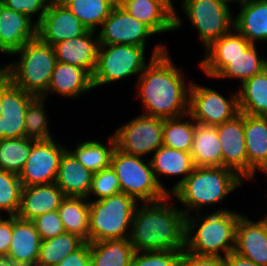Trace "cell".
<instances>
[{
  "instance_id": "obj_1",
  "label": "cell",
  "mask_w": 267,
  "mask_h": 266,
  "mask_svg": "<svg viewBox=\"0 0 267 266\" xmlns=\"http://www.w3.org/2000/svg\"><path fill=\"white\" fill-rule=\"evenodd\" d=\"M160 44V45H159ZM155 45L149 64L137 81V97L143 105V115L169 119L189 112L191 82L177 67L163 43Z\"/></svg>"
},
{
  "instance_id": "obj_2",
  "label": "cell",
  "mask_w": 267,
  "mask_h": 266,
  "mask_svg": "<svg viewBox=\"0 0 267 266\" xmlns=\"http://www.w3.org/2000/svg\"><path fill=\"white\" fill-rule=\"evenodd\" d=\"M170 200L168 195L136 206L129 235L135 251L184 250L185 215Z\"/></svg>"
},
{
  "instance_id": "obj_3",
  "label": "cell",
  "mask_w": 267,
  "mask_h": 266,
  "mask_svg": "<svg viewBox=\"0 0 267 266\" xmlns=\"http://www.w3.org/2000/svg\"><path fill=\"white\" fill-rule=\"evenodd\" d=\"M195 214L185 216L184 250L197 256L220 258L235 250L236 227L241 213L220 208L204 217L201 212Z\"/></svg>"
},
{
  "instance_id": "obj_4",
  "label": "cell",
  "mask_w": 267,
  "mask_h": 266,
  "mask_svg": "<svg viewBox=\"0 0 267 266\" xmlns=\"http://www.w3.org/2000/svg\"><path fill=\"white\" fill-rule=\"evenodd\" d=\"M244 181L235 171L226 167L195 166L170 196L183 205L181 210L185 216H189L194 214L193 211L200 213L203 207L221 203Z\"/></svg>"
},
{
  "instance_id": "obj_5",
  "label": "cell",
  "mask_w": 267,
  "mask_h": 266,
  "mask_svg": "<svg viewBox=\"0 0 267 266\" xmlns=\"http://www.w3.org/2000/svg\"><path fill=\"white\" fill-rule=\"evenodd\" d=\"M13 55L18 58L0 66V72L25 92L42 97L57 62L53 46L36 36Z\"/></svg>"
},
{
  "instance_id": "obj_6",
  "label": "cell",
  "mask_w": 267,
  "mask_h": 266,
  "mask_svg": "<svg viewBox=\"0 0 267 266\" xmlns=\"http://www.w3.org/2000/svg\"><path fill=\"white\" fill-rule=\"evenodd\" d=\"M137 202L117 193L101 200H89V243L129 238Z\"/></svg>"
},
{
  "instance_id": "obj_7",
  "label": "cell",
  "mask_w": 267,
  "mask_h": 266,
  "mask_svg": "<svg viewBox=\"0 0 267 266\" xmlns=\"http://www.w3.org/2000/svg\"><path fill=\"white\" fill-rule=\"evenodd\" d=\"M110 165L118 177L121 192L132 196L139 203L156 202L168 196L158 184L150 160L145 163L142 157L115 148Z\"/></svg>"
},
{
  "instance_id": "obj_8",
  "label": "cell",
  "mask_w": 267,
  "mask_h": 266,
  "mask_svg": "<svg viewBox=\"0 0 267 266\" xmlns=\"http://www.w3.org/2000/svg\"><path fill=\"white\" fill-rule=\"evenodd\" d=\"M145 47L125 44L99 45L97 63L92 75L93 88L140 76L149 64L145 59Z\"/></svg>"
},
{
  "instance_id": "obj_9",
  "label": "cell",
  "mask_w": 267,
  "mask_h": 266,
  "mask_svg": "<svg viewBox=\"0 0 267 266\" xmlns=\"http://www.w3.org/2000/svg\"><path fill=\"white\" fill-rule=\"evenodd\" d=\"M181 8L199 34L204 49L234 28V14L220 0H184Z\"/></svg>"
},
{
  "instance_id": "obj_10",
  "label": "cell",
  "mask_w": 267,
  "mask_h": 266,
  "mask_svg": "<svg viewBox=\"0 0 267 266\" xmlns=\"http://www.w3.org/2000/svg\"><path fill=\"white\" fill-rule=\"evenodd\" d=\"M193 120L201 125L217 126L239 114L238 92L229 97L210 87L191 82L189 112Z\"/></svg>"
},
{
  "instance_id": "obj_11",
  "label": "cell",
  "mask_w": 267,
  "mask_h": 266,
  "mask_svg": "<svg viewBox=\"0 0 267 266\" xmlns=\"http://www.w3.org/2000/svg\"><path fill=\"white\" fill-rule=\"evenodd\" d=\"M164 119L139 115L114 130L116 148L134 156H147L163 145Z\"/></svg>"
},
{
  "instance_id": "obj_12",
  "label": "cell",
  "mask_w": 267,
  "mask_h": 266,
  "mask_svg": "<svg viewBox=\"0 0 267 266\" xmlns=\"http://www.w3.org/2000/svg\"><path fill=\"white\" fill-rule=\"evenodd\" d=\"M67 148L56 139L36 141L19 174L22 186L46 185L54 183L60 159Z\"/></svg>"
},
{
  "instance_id": "obj_13",
  "label": "cell",
  "mask_w": 267,
  "mask_h": 266,
  "mask_svg": "<svg viewBox=\"0 0 267 266\" xmlns=\"http://www.w3.org/2000/svg\"><path fill=\"white\" fill-rule=\"evenodd\" d=\"M100 28L97 31L99 45L146 46L148 38L156 35L147 25L131 16L119 4L113 7Z\"/></svg>"
},
{
  "instance_id": "obj_14",
  "label": "cell",
  "mask_w": 267,
  "mask_h": 266,
  "mask_svg": "<svg viewBox=\"0 0 267 266\" xmlns=\"http://www.w3.org/2000/svg\"><path fill=\"white\" fill-rule=\"evenodd\" d=\"M34 98L1 73L0 139L25 137V114Z\"/></svg>"
},
{
  "instance_id": "obj_15",
  "label": "cell",
  "mask_w": 267,
  "mask_h": 266,
  "mask_svg": "<svg viewBox=\"0 0 267 266\" xmlns=\"http://www.w3.org/2000/svg\"><path fill=\"white\" fill-rule=\"evenodd\" d=\"M88 31L62 2L49 3L46 13L37 25V36L52 46L64 40L83 36Z\"/></svg>"
},
{
  "instance_id": "obj_16",
  "label": "cell",
  "mask_w": 267,
  "mask_h": 266,
  "mask_svg": "<svg viewBox=\"0 0 267 266\" xmlns=\"http://www.w3.org/2000/svg\"><path fill=\"white\" fill-rule=\"evenodd\" d=\"M223 155V167L235 171L245 181L248 179V159L244 134V114L217 125Z\"/></svg>"
},
{
  "instance_id": "obj_17",
  "label": "cell",
  "mask_w": 267,
  "mask_h": 266,
  "mask_svg": "<svg viewBox=\"0 0 267 266\" xmlns=\"http://www.w3.org/2000/svg\"><path fill=\"white\" fill-rule=\"evenodd\" d=\"M251 43L235 28L213 41L206 49L205 56L199 62L208 78L215 77L228 65V60L243 53Z\"/></svg>"
},
{
  "instance_id": "obj_18",
  "label": "cell",
  "mask_w": 267,
  "mask_h": 266,
  "mask_svg": "<svg viewBox=\"0 0 267 266\" xmlns=\"http://www.w3.org/2000/svg\"><path fill=\"white\" fill-rule=\"evenodd\" d=\"M37 36V25L26 15L0 3V53L12 55Z\"/></svg>"
},
{
  "instance_id": "obj_19",
  "label": "cell",
  "mask_w": 267,
  "mask_h": 266,
  "mask_svg": "<svg viewBox=\"0 0 267 266\" xmlns=\"http://www.w3.org/2000/svg\"><path fill=\"white\" fill-rule=\"evenodd\" d=\"M236 253L250 259L258 266H267V225L241 215L236 227Z\"/></svg>"
},
{
  "instance_id": "obj_20",
  "label": "cell",
  "mask_w": 267,
  "mask_h": 266,
  "mask_svg": "<svg viewBox=\"0 0 267 266\" xmlns=\"http://www.w3.org/2000/svg\"><path fill=\"white\" fill-rule=\"evenodd\" d=\"M40 244L33 222L12 216V237L6 258L17 266H36Z\"/></svg>"
},
{
  "instance_id": "obj_21",
  "label": "cell",
  "mask_w": 267,
  "mask_h": 266,
  "mask_svg": "<svg viewBox=\"0 0 267 266\" xmlns=\"http://www.w3.org/2000/svg\"><path fill=\"white\" fill-rule=\"evenodd\" d=\"M95 33V31H88L83 36L53 45L57 61L81 67L92 76L99 47L98 34Z\"/></svg>"
},
{
  "instance_id": "obj_22",
  "label": "cell",
  "mask_w": 267,
  "mask_h": 266,
  "mask_svg": "<svg viewBox=\"0 0 267 266\" xmlns=\"http://www.w3.org/2000/svg\"><path fill=\"white\" fill-rule=\"evenodd\" d=\"M150 163L158 184L168 195H171L184 182L195 167L190 152L179 151L164 145L154 152ZM179 175L183 177L174 183L170 192L159 180L160 176L165 178Z\"/></svg>"
},
{
  "instance_id": "obj_23",
  "label": "cell",
  "mask_w": 267,
  "mask_h": 266,
  "mask_svg": "<svg viewBox=\"0 0 267 266\" xmlns=\"http://www.w3.org/2000/svg\"><path fill=\"white\" fill-rule=\"evenodd\" d=\"M66 198L56 183L35 186H22L20 207L17 217L33 220L39 215L58 210Z\"/></svg>"
},
{
  "instance_id": "obj_24",
  "label": "cell",
  "mask_w": 267,
  "mask_h": 266,
  "mask_svg": "<svg viewBox=\"0 0 267 266\" xmlns=\"http://www.w3.org/2000/svg\"><path fill=\"white\" fill-rule=\"evenodd\" d=\"M94 90L92 76L83 68L63 62H56L51 75L47 92L42 98H47L48 94L54 93L65 98H78L83 93Z\"/></svg>"
},
{
  "instance_id": "obj_25",
  "label": "cell",
  "mask_w": 267,
  "mask_h": 266,
  "mask_svg": "<svg viewBox=\"0 0 267 266\" xmlns=\"http://www.w3.org/2000/svg\"><path fill=\"white\" fill-rule=\"evenodd\" d=\"M244 134L249 181L256 172L267 174V117L244 114Z\"/></svg>"
},
{
  "instance_id": "obj_26",
  "label": "cell",
  "mask_w": 267,
  "mask_h": 266,
  "mask_svg": "<svg viewBox=\"0 0 267 266\" xmlns=\"http://www.w3.org/2000/svg\"><path fill=\"white\" fill-rule=\"evenodd\" d=\"M93 174L67 149L59 164L55 183L66 197L87 198Z\"/></svg>"
},
{
  "instance_id": "obj_27",
  "label": "cell",
  "mask_w": 267,
  "mask_h": 266,
  "mask_svg": "<svg viewBox=\"0 0 267 266\" xmlns=\"http://www.w3.org/2000/svg\"><path fill=\"white\" fill-rule=\"evenodd\" d=\"M119 5L155 34L174 31V12L161 0H121Z\"/></svg>"
},
{
  "instance_id": "obj_28",
  "label": "cell",
  "mask_w": 267,
  "mask_h": 266,
  "mask_svg": "<svg viewBox=\"0 0 267 266\" xmlns=\"http://www.w3.org/2000/svg\"><path fill=\"white\" fill-rule=\"evenodd\" d=\"M239 7L234 28L251 44L267 42V0H246Z\"/></svg>"
},
{
  "instance_id": "obj_29",
  "label": "cell",
  "mask_w": 267,
  "mask_h": 266,
  "mask_svg": "<svg viewBox=\"0 0 267 266\" xmlns=\"http://www.w3.org/2000/svg\"><path fill=\"white\" fill-rule=\"evenodd\" d=\"M194 166L223 167V155L218 138L217 126L196 123L191 149Z\"/></svg>"
},
{
  "instance_id": "obj_30",
  "label": "cell",
  "mask_w": 267,
  "mask_h": 266,
  "mask_svg": "<svg viewBox=\"0 0 267 266\" xmlns=\"http://www.w3.org/2000/svg\"><path fill=\"white\" fill-rule=\"evenodd\" d=\"M238 91L239 113L267 117V68L245 80Z\"/></svg>"
},
{
  "instance_id": "obj_31",
  "label": "cell",
  "mask_w": 267,
  "mask_h": 266,
  "mask_svg": "<svg viewBox=\"0 0 267 266\" xmlns=\"http://www.w3.org/2000/svg\"><path fill=\"white\" fill-rule=\"evenodd\" d=\"M134 252L129 238L92 242L91 266H131Z\"/></svg>"
},
{
  "instance_id": "obj_32",
  "label": "cell",
  "mask_w": 267,
  "mask_h": 266,
  "mask_svg": "<svg viewBox=\"0 0 267 266\" xmlns=\"http://www.w3.org/2000/svg\"><path fill=\"white\" fill-rule=\"evenodd\" d=\"M89 200L87 198L66 197L58 213L66 233L89 242Z\"/></svg>"
},
{
  "instance_id": "obj_33",
  "label": "cell",
  "mask_w": 267,
  "mask_h": 266,
  "mask_svg": "<svg viewBox=\"0 0 267 266\" xmlns=\"http://www.w3.org/2000/svg\"><path fill=\"white\" fill-rule=\"evenodd\" d=\"M108 139V145H104L99 140H87L79 142L75 149L68 150L86 169L92 173H97L111 164V156L116 148V141L113 134Z\"/></svg>"
},
{
  "instance_id": "obj_34",
  "label": "cell",
  "mask_w": 267,
  "mask_h": 266,
  "mask_svg": "<svg viewBox=\"0 0 267 266\" xmlns=\"http://www.w3.org/2000/svg\"><path fill=\"white\" fill-rule=\"evenodd\" d=\"M255 44H251L243 53L228 60V65L215 77L239 79L240 84L267 68V59L260 57Z\"/></svg>"
},
{
  "instance_id": "obj_35",
  "label": "cell",
  "mask_w": 267,
  "mask_h": 266,
  "mask_svg": "<svg viewBox=\"0 0 267 266\" xmlns=\"http://www.w3.org/2000/svg\"><path fill=\"white\" fill-rule=\"evenodd\" d=\"M85 243L82 238L66 232L54 238L41 240L36 266H56Z\"/></svg>"
},
{
  "instance_id": "obj_36",
  "label": "cell",
  "mask_w": 267,
  "mask_h": 266,
  "mask_svg": "<svg viewBox=\"0 0 267 266\" xmlns=\"http://www.w3.org/2000/svg\"><path fill=\"white\" fill-rule=\"evenodd\" d=\"M195 130L196 122L189 113L179 117L164 119L163 145L179 151L191 152Z\"/></svg>"
},
{
  "instance_id": "obj_37",
  "label": "cell",
  "mask_w": 267,
  "mask_h": 266,
  "mask_svg": "<svg viewBox=\"0 0 267 266\" xmlns=\"http://www.w3.org/2000/svg\"><path fill=\"white\" fill-rule=\"evenodd\" d=\"M62 3L89 31L95 32L115 6L111 0H63Z\"/></svg>"
},
{
  "instance_id": "obj_38",
  "label": "cell",
  "mask_w": 267,
  "mask_h": 266,
  "mask_svg": "<svg viewBox=\"0 0 267 266\" xmlns=\"http://www.w3.org/2000/svg\"><path fill=\"white\" fill-rule=\"evenodd\" d=\"M35 142L26 137L0 139V170L19 176Z\"/></svg>"
},
{
  "instance_id": "obj_39",
  "label": "cell",
  "mask_w": 267,
  "mask_h": 266,
  "mask_svg": "<svg viewBox=\"0 0 267 266\" xmlns=\"http://www.w3.org/2000/svg\"><path fill=\"white\" fill-rule=\"evenodd\" d=\"M46 99L35 97L28 105L25 114V137L35 141L53 139L49 130V120L45 107Z\"/></svg>"
},
{
  "instance_id": "obj_40",
  "label": "cell",
  "mask_w": 267,
  "mask_h": 266,
  "mask_svg": "<svg viewBox=\"0 0 267 266\" xmlns=\"http://www.w3.org/2000/svg\"><path fill=\"white\" fill-rule=\"evenodd\" d=\"M21 190L22 184L18 175L0 170V213L6 212L7 216L17 215Z\"/></svg>"
},
{
  "instance_id": "obj_41",
  "label": "cell",
  "mask_w": 267,
  "mask_h": 266,
  "mask_svg": "<svg viewBox=\"0 0 267 266\" xmlns=\"http://www.w3.org/2000/svg\"><path fill=\"white\" fill-rule=\"evenodd\" d=\"M118 177L111 165L93 174L91 188L87 199L91 194L96 196V201L120 193Z\"/></svg>"
},
{
  "instance_id": "obj_42",
  "label": "cell",
  "mask_w": 267,
  "mask_h": 266,
  "mask_svg": "<svg viewBox=\"0 0 267 266\" xmlns=\"http://www.w3.org/2000/svg\"><path fill=\"white\" fill-rule=\"evenodd\" d=\"M182 250L135 251L131 266H177Z\"/></svg>"
},
{
  "instance_id": "obj_43",
  "label": "cell",
  "mask_w": 267,
  "mask_h": 266,
  "mask_svg": "<svg viewBox=\"0 0 267 266\" xmlns=\"http://www.w3.org/2000/svg\"><path fill=\"white\" fill-rule=\"evenodd\" d=\"M32 222L35 225L41 240L54 238L65 233L58 210L39 215L34 218Z\"/></svg>"
},
{
  "instance_id": "obj_44",
  "label": "cell",
  "mask_w": 267,
  "mask_h": 266,
  "mask_svg": "<svg viewBox=\"0 0 267 266\" xmlns=\"http://www.w3.org/2000/svg\"><path fill=\"white\" fill-rule=\"evenodd\" d=\"M0 3L13 11L23 13L33 21V15H37L35 24L38 25L46 13L49 2L47 0H0Z\"/></svg>"
},
{
  "instance_id": "obj_45",
  "label": "cell",
  "mask_w": 267,
  "mask_h": 266,
  "mask_svg": "<svg viewBox=\"0 0 267 266\" xmlns=\"http://www.w3.org/2000/svg\"><path fill=\"white\" fill-rule=\"evenodd\" d=\"M177 266H224L220 257L197 256L182 250Z\"/></svg>"
},
{
  "instance_id": "obj_46",
  "label": "cell",
  "mask_w": 267,
  "mask_h": 266,
  "mask_svg": "<svg viewBox=\"0 0 267 266\" xmlns=\"http://www.w3.org/2000/svg\"><path fill=\"white\" fill-rule=\"evenodd\" d=\"M56 266H91L90 243L69 254Z\"/></svg>"
},
{
  "instance_id": "obj_47",
  "label": "cell",
  "mask_w": 267,
  "mask_h": 266,
  "mask_svg": "<svg viewBox=\"0 0 267 266\" xmlns=\"http://www.w3.org/2000/svg\"><path fill=\"white\" fill-rule=\"evenodd\" d=\"M12 237V216L0 221V257H7Z\"/></svg>"
},
{
  "instance_id": "obj_48",
  "label": "cell",
  "mask_w": 267,
  "mask_h": 266,
  "mask_svg": "<svg viewBox=\"0 0 267 266\" xmlns=\"http://www.w3.org/2000/svg\"><path fill=\"white\" fill-rule=\"evenodd\" d=\"M224 259V266H258L250 259L232 251Z\"/></svg>"
},
{
  "instance_id": "obj_49",
  "label": "cell",
  "mask_w": 267,
  "mask_h": 266,
  "mask_svg": "<svg viewBox=\"0 0 267 266\" xmlns=\"http://www.w3.org/2000/svg\"><path fill=\"white\" fill-rule=\"evenodd\" d=\"M166 6H168L174 12V30L177 31L182 26V19L179 15H177L176 8L174 7L173 1L174 0H161ZM183 4L184 0L181 1Z\"/></svg>"
},
{
  "instance_id": "obj_50",
  "label": "cell",
  "mask_w": 267,
  "mask_h": 266,
  "mask_svg": "<svg viewBox=\"0 0 267 266\" xmlns=\"http://www.w3.org/2000/svg\"><path fill=\"white\" fill-rule=\"evenodd\" d=\"M0 266H17V265L13 264L6 257H0Z\"/></svg>"
},
{
  "instance_id": "obj_51",
  "label": "cell",
  "mask_w": 267,
  "mask_h": 266,
  "mask_svg": "<svg viewBox=\"0 0 267 266\" xmlns=\"http://www.w3.org/2000/svg\"><path fill=\"white\" fill-rule=\"evenodd\" d=\"M220 1H222V2H224V3H226V4H230V3H232V2H235V3H238V5H241L242 3H244L246 0H220ZM240 3V4H239Z\"/></svg>"
},
{
  "instance_id": "obj_52",
  "label": "cell",
  "mask_w": 267,
  "mask_h": 266,
  "mask_svg": "<svg viewBox=\"0 0 267 266\" xmlns=\"http://www.w3.org/2000/svg\"><path fill=\"white\" fill-rule=\"evenodd\" d=\"M1 107H2V103H1V72H0V116H1Z\"/></svg>"
},
{
  "instance_id": "obj_53",
  "label": "cell",
  "mask_w": 267,
  "mask_h": 266,
  "mask_svg": "<svg viewBox=\"0 0 267 266\" xmlns=\"http://www.w3.org/2000/svg\"><path fill=\"white\" fill-rule=\"evenodd\" d=\"M49 3H53V2H62L63 0H47Z\"/></svg>"
},
{
  "instance_id": "obj_54",
  "label": "cell",
  "mask_w": 267,
  "mask_h": 266,
  "mask_svg": "<svg viewBox=\"0 0 267 266\" xmlns=\"http://www.w3.org/2000/svg\"><path fill=\"white\" fill-rule=\"evenodd\" d=\"M115 5L120 4L121 0H111Z\"/></svg>"
},
{
  "instance_id": "obj_55",
  "label": "cell",
  "mask_w": 267,
  "mask_h": 266,
  "mask_svg": "<svg viewBox=\"0 0 267 266\" xmlns=\"http://www.w3.org/2000/svg\"><path fill=\"white\" fill-rule=\"evenodd\" d=\"M262 220L266 223L267 225V214L262 218Z\"/></svg>"
}]
</instances>
